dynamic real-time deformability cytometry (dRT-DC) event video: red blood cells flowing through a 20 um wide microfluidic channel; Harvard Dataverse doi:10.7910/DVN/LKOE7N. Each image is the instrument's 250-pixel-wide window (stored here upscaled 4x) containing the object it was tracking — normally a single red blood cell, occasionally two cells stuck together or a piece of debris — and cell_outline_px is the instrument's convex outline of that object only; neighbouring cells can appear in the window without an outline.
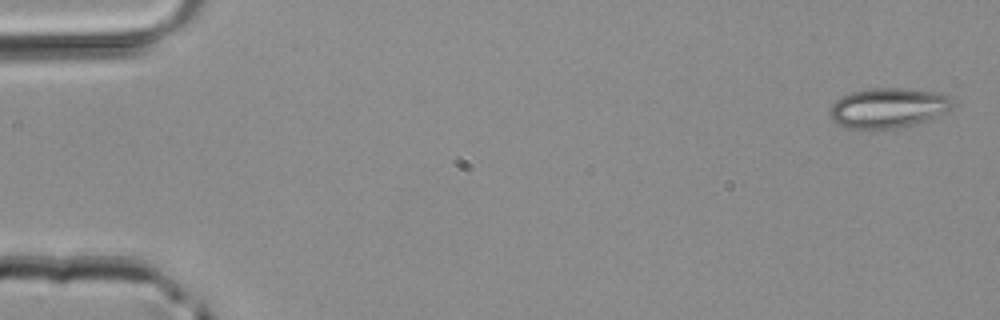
{"species": "common noctule bat (a hibernating species)", "species_latin": "Nyctalus noctula", "temperature_condition": "room temperature", "stored_images_in_passage": 4, "camera_frame_rate_fps": 3000, "um_per_image_px": 0.085, "animal": {"sex": "male", "body_mass_g": 20.4}, "frame": {"image": 1, "passage_image": 1, "time_ms": 0.0, "image_size_px": [1000, 320], "cell_outline_px": [[956, 104], [952, 108], [932, 120], [900, 128], [848, 128], [832, 120], [828, 112], [832, 104], [836, 100], [852, 92], [872, 88], [904, 88], [948, 92]], "centroid_in_image_um": [75.61, 9.15], "position_along_channel_um": 9.4, "area_um2": 29.19}}